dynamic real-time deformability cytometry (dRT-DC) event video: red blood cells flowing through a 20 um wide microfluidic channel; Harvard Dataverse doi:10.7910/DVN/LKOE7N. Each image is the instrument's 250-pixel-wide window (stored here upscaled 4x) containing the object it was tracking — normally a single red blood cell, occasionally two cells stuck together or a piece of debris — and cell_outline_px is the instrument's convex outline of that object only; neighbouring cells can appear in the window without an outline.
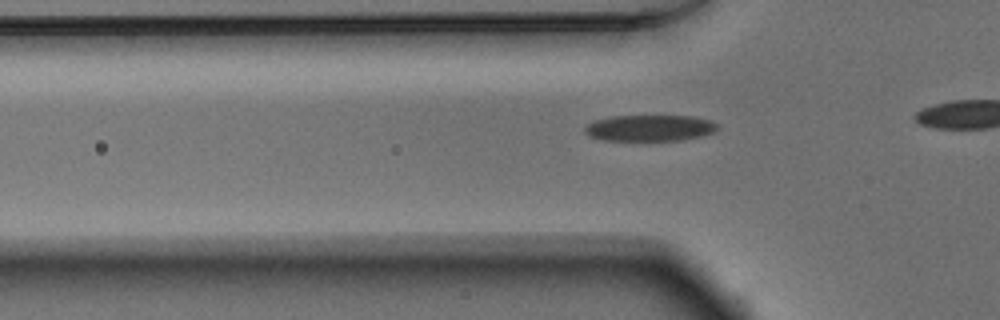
{"species": "Egyptian fruit bat (a non-hibernating species)", "species_latin": "Rousettus aegyptiacus", "temperature_condition": "warm", "stored_images_in_passage": 29, "camera_frame_rate_fps": 3000, "um_per_image_px": 0.085, "animal": {"sex": "male"}, "frame": {"image": 1, "passage_image": 5, "time_ms": 1.333, "image_size_px": [1000, 320], "cell_outline_px": [[716, 132], [700, 136], [680, 140], [604, 140], [588, 136], [584, 132], [584, 128], [592, 120], [612, 116], [692, 116], [712, 120], [716, 124]], "centroid_in_image_um": [55.2, 10.87], "position_along_channel_um": 70.6, "area_um2": 20.29}}
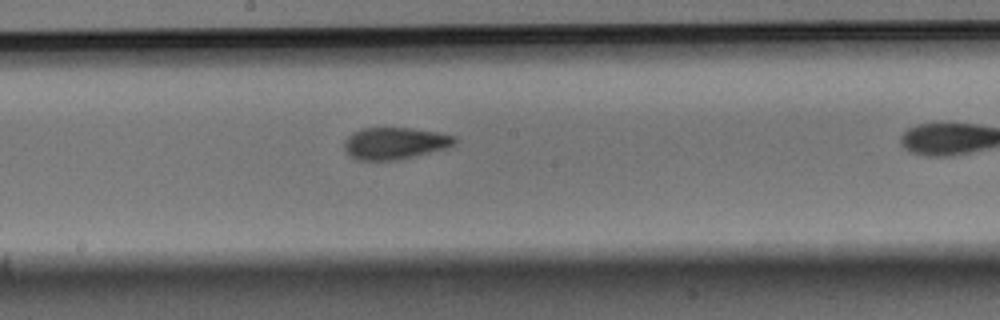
{"frame": {"image": 2, "passage_image": 16, "time_ms": 5.0, "image_size_px": [1000, 320], "cell_outline_px": [[456, 144], [444, 148], [416, 156], [396, 160], [356, 160], [344, 148], [344, 140], [352, 132], [360, 128], [408, 128], [436, 132], [456, 136]], "centroid_in_image_um": [33.54, 12.17], "position_along_channel_um": 214.7, "area_um2": 20.4}}
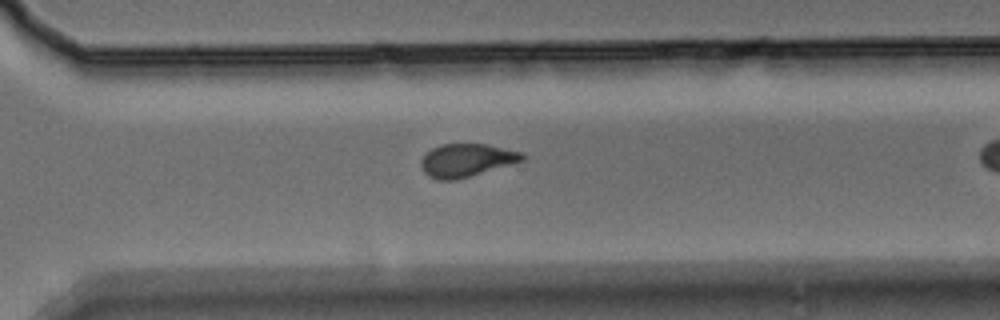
{"frame": {"image": 3, "passage_image": 25, "time_ms": 8.0, "image_size_px": [1000, 320], "cell_outline_px": [[528, 156], [524, 160], [456, 180], [440, 180], [428, 176], [424, 172], [420, 164], [420, 160], [432, 148], [440, 144], [484, 144], [520, 152]], "centroid_in_image_um": [39.62, 13.62], "position_along_channel_um": 331.0, "area_um2": 19.25}}